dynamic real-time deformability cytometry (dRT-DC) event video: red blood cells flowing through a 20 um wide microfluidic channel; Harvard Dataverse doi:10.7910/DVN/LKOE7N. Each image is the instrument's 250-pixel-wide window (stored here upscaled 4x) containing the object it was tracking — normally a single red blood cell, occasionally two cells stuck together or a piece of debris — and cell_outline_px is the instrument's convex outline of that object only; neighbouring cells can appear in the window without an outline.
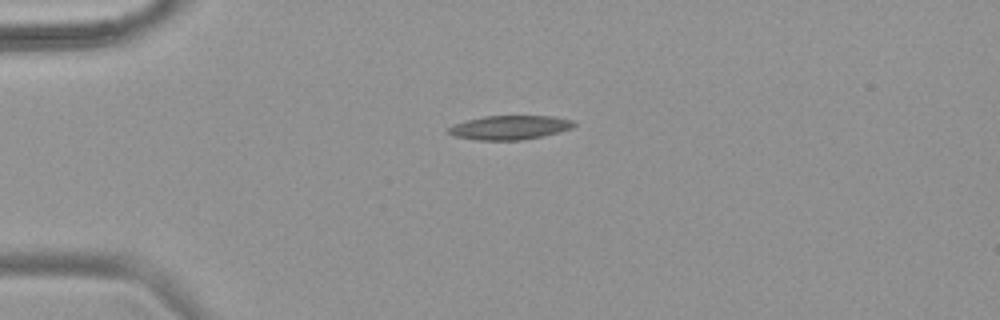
{"species": "common noctule bat (a hibernating species)", "species_latin": "Nyctalus noctula", "temperature_condition": "warm", "stored_images_in_passage": 43, "camera_frame_rate_fps": 3000, "um_per_image_px": 0.085, "animal": {"sex": "female", "body_mass_g": 18.4}, "frame": {"image": 1, "passage_image": 1, "time_ms": 0.0, "image_size_px": [1000, 320], "cell_outline_px": [[576, 124], [572, 128], [540, 136], [520, 140], [480, 140], [456, 136], [448, 132], [448, 128], [456, 124], [468, 120], [484, 116], [552, 116], [572, 120]], "centroid_in_image_um": [43.34, 10.83], "position_along_channel_um": 41.7, "area_um2": 17.17}}
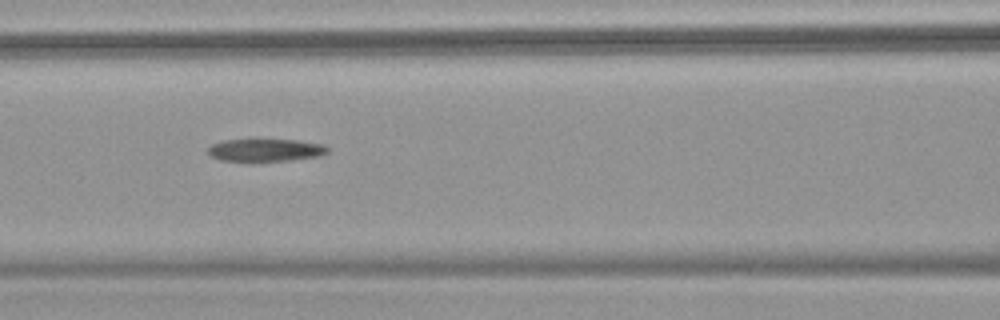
{"frame": {"image": 2, "passage_image": 12, "time_ms": 3.667, "image_size_px": [1000, 320], "cell_outline_px": [[328, 152], [320, 156], [288, 160], [220, 160], [212, 156], [208, 152], [208, 148], [212, 144], [224, 140], [252, 136], [256, 136], [296, 140], [320, 144], [328, 148]], "centroid_in_image_um": [22.52, 12.68], "position_along_channel_um": 144.1, "area_um2": 16.3}}
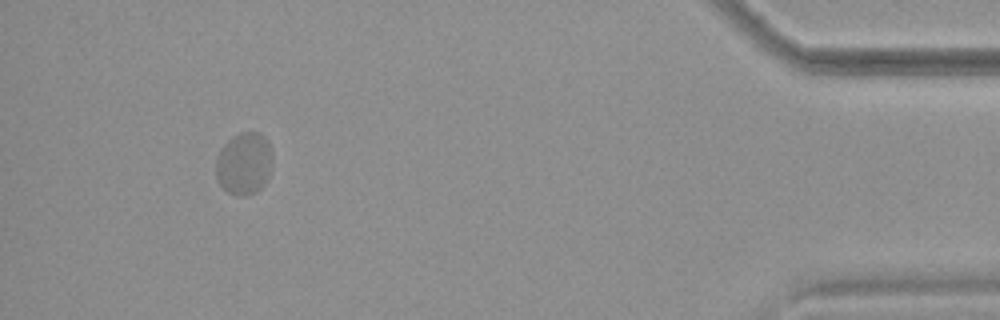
{"frame": {"image": 3, "passage_image": 39, "time_ms": 12.667, "image_size_px": [1000, 320], "cell_outline_px": [[272, 168], [264, 184], [256, 192], [248, 196], [236, 196], [228, 192], [220, 184], [216, 176], [216, 160], [224, 144], [232, 136], [240, 132], [260, 132], [268, 140], [272, 152]], "centroid_in_image_um": [20.77, 13.9], "position_along_channel_um": 414.4, "area_um2": 20.75}}